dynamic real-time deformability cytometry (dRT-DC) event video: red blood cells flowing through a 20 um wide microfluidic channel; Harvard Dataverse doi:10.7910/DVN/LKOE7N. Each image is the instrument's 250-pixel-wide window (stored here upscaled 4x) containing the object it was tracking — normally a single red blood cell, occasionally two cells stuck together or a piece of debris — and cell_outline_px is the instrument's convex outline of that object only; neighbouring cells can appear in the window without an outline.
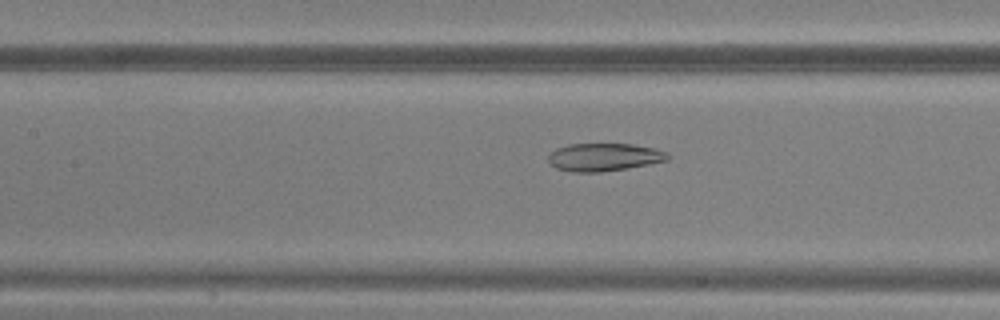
{"species": "common noctule bat (a hibernating species)", "species_latin": "Nyctalus noctula", "temperature_condition": "warm", "stored_images_in_passage": 43, "camera_frame_rate_fps": 3000, "um_per_image_px": 0.085, "animal": {"sex": "male", "body_mass_g": 20.5, "forearm_length_mm": 52.5}, "frame": {"image": 1, "passage_image": 17, "time_ms": 5.333, "image_size_px": [1000, 320], "cell_outline_px": [[672, 156], [668, 160], [628, 168], [600, 172], [572, 172], [556, 168], [548, 160], [548, 156], [556, 148], [568, 144], [632, 144], [656, 148], [668, 152]], "centroid_in_image_um": [51.38, 13.35], "position_along_channel_um": 156.0, "area_um2": 19.48}}
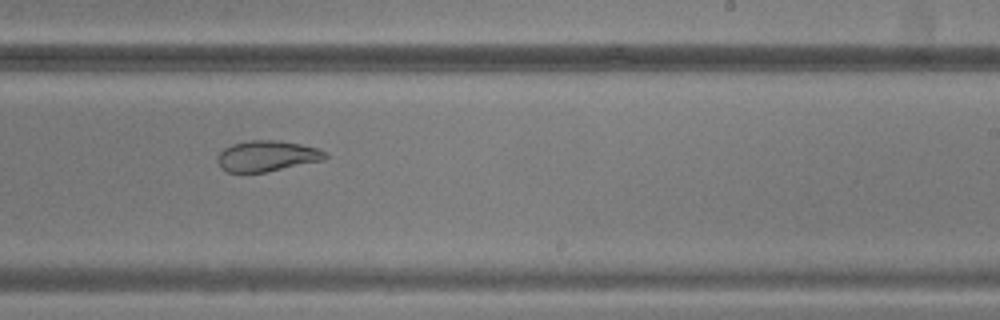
{"frame": {"image": 2, "passage_image": 25, "time_ms": 8.0, "image_size_px": [1000, 320], "cell_outline_px": [[328, 156], [324, 160], [264, 172], [228, 172], [220, 168], [216, 160], [220, 152], [224, 148], [232, 144], [244, 140], [280, 140], [320, 148], [328, 152]], "centroid_in_image_um": [22.7, 13.24], "position_along_channel_um": 266.3, "area_um2": 19.54}}
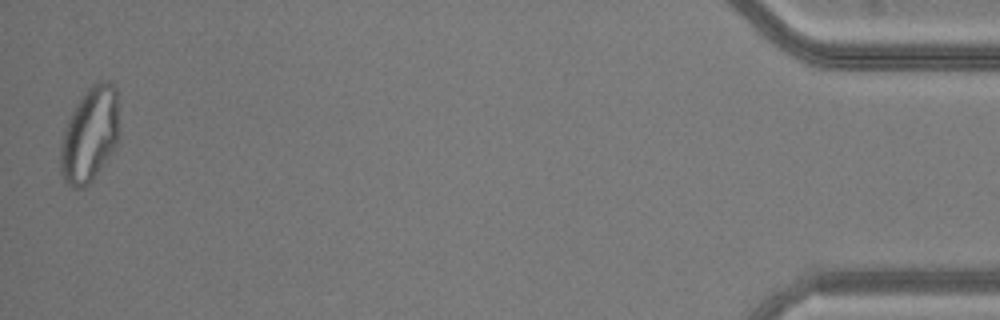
{"frame": {"image": 3, "passage_image": 43, "time_ms": 14.0, "image_size_px": [1000, 320], "cell_outline_px": [[120, 136], [112, 152], [92, 180], [84, 188], [76, 188], [64, 180], [60, 172], [60, 148], [64, 128], [76, 104], [84, 92], [92, 84], [100, 80], [108, 80], [116, 88]], "centroid_in_image_um": [7.64, 11.42], "position_along_channel_um": 427.6, "area_um2": 32.6}}